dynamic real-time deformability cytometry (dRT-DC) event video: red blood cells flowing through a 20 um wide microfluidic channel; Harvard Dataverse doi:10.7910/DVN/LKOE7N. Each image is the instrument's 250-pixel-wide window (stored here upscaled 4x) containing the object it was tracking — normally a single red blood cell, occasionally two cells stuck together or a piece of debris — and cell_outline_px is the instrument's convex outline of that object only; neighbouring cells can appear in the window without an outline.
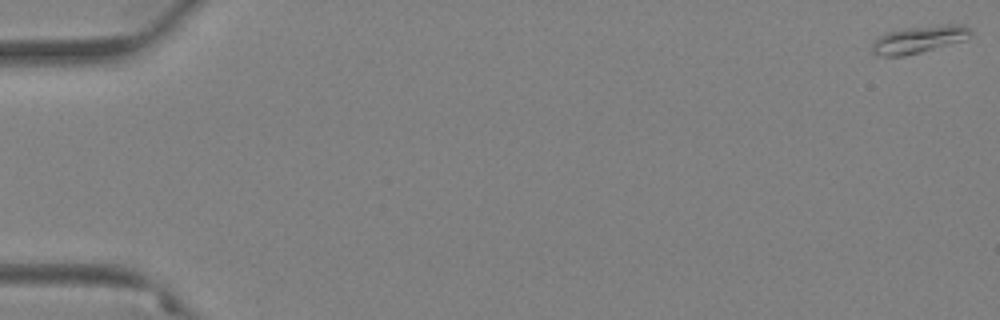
{"species": "Egyptian fruit bat (a non-hibernating species)", "species_latin": "Rousettus aegyptiacus", "temperature_condition": "warm", "stored_images_in_passage": 60, "camera_frame_rate_fps": 3000, "um_per_image_px": 0.085, "animal": {"sex": "female"}, "frame": {"image": 1, "passage_image": 1, "time_ms": 0.0, "image_size_px": [1000, 320], "cell_outline_px": [[972, 32], [964, 40], [920, 52], [904, 56], [880, 56], [872, 52], [872, 44], [880, 36], [888, 32], [904, 28], [940, 24], [964, 24]], "centroid_in_image_um": [78.11, 3.34], "position_along_channel_um": 6.9, "area_um2": 15.49}}
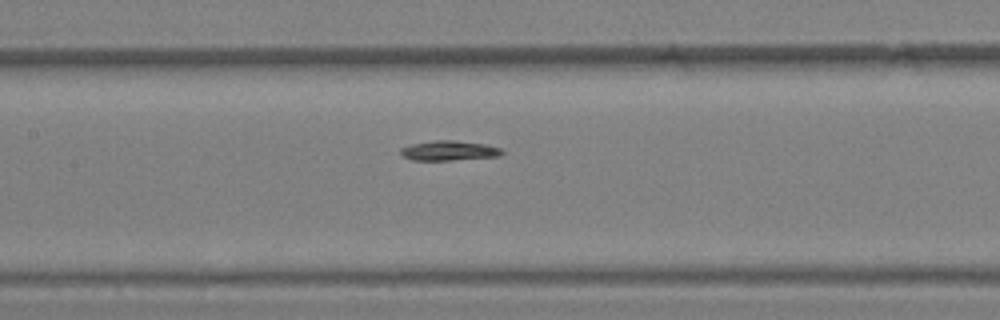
{"frame": {"image": 2, "passage_image": 30, "time_ms": 9.667, "image_size_px": [1000, 320], "cell_outline_px": [[504, 152], [500, 156], [452, 160], [412, 160], [404, 156], [400, 152], [400, 148], [412, 144], [436, 140], [452, 140], [484, 144], [500, 148]], "centroid_in_image_um": [38.17, 12.8], "position_along_channel_um": 169.2, "area_um2": 11.56}}
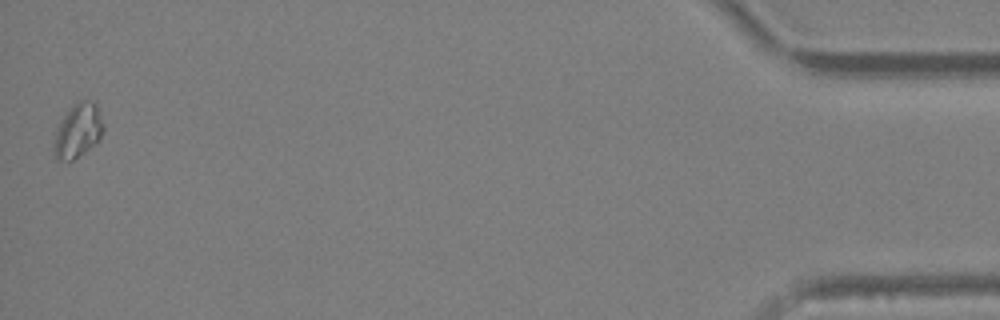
{"frame": {"image": 3, "passage_image": 60, "time_ms": 19.667, "image_size_px": [1000, 320], "cell_outline_px": [[104, 128], [100, 140], [96, 144], [72, 160], [56, 160], [52, 148], [52, 144], [56, 132], [64, 116], [80, 100], [96, 100], [104, 124]], "centroid_in_image_um": [6.66, 11.12], "position_along_channel_um": 428.5, "area_um2": 15.61}, "authors_computed_cell_mechanics": {"area_um2": 12.0224, "velocity_mm_per_s": 3.4914, "shape_relaxation_time_tau1_ms": 9.9748, "shape_relaxation_time_tau2_ms": null, "deformation_change_tau1": 0.2153, "deformation_change_tau2": null}}